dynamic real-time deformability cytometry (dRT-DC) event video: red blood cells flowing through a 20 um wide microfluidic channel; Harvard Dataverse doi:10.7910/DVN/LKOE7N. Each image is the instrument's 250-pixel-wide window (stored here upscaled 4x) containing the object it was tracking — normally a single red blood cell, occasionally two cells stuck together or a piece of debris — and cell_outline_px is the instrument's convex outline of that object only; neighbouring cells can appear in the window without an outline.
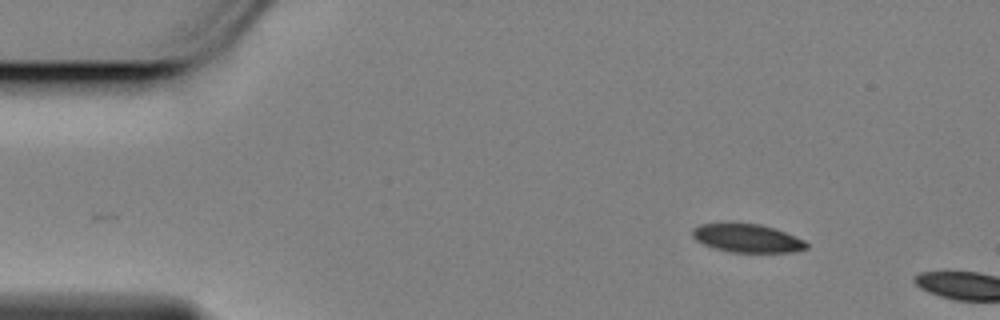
{"species": "Egyptian fruit bat (a non-hibernating species)", "species_latin": "Rousettus aegyptiacus", "temperature_condition": "cold", "stored_images_in_passage": 9, "camera_frame_rate_fps": 3000, "um_per_image_px": 0.085, "animal": {"sex": "female"}, "frame": {"image": 1, "passage_image": 1, "time_ms": 0.0, "image_size_px": [1000, 320], "cell_outline_px": [[808, 248], [792, 252], [732, 252], [716, 248], [704, 244], [696, 240], [692, 236], [692, 228], [700, 224], [720, 220], [732, 220], [760, 224], [776, 228], [804, 240], [808, 244]], "centroid_in_image_um": [63.45, 20.18], "position_along_channel_um": 21.5, "area_um2": 19.65}}